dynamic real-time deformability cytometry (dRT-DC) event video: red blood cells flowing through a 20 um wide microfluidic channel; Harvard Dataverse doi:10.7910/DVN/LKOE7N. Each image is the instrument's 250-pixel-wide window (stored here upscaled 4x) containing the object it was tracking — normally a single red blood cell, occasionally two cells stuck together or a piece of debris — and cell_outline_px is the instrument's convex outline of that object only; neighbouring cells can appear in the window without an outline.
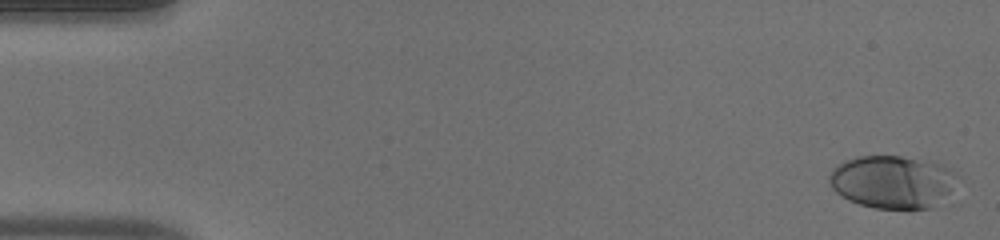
{"species": "human", "species_latin": "Homo sapiens", "temperature_condition": "warm", "stored_images_in_passage": 51, "camera_frame_rate_fps": 3000, "um_per_image_px": 0.085, "donor": {"sex": "male"}, "frame": {"image": 1, "passage_image": 1, "time_ms": 0.0, "image_size_px": [1000, 240], "cell_outline_px": [[956, 176], [948, 192], [928, 208], [908, 212], [876, 208], [860, 204], [848, 200], [836, 192], [832, 188], [828, 180], [828, 176], [832, 168], [844, 160], [856, 156], [900, 156], [936, 164], [952, 172]], "centroid_in_image_um": [75.72, 15.49], "position_along_channel_um": 9.3, "area_um2": 39.02}}
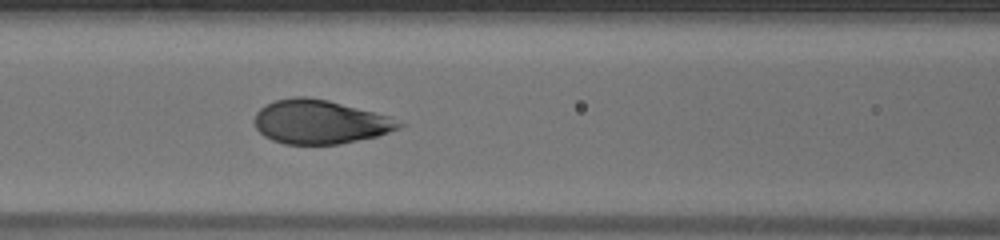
{"frame": {"image": 2, "passage_image": 22, "time_ms": 7.0, "image_size_px": [1000, 240], "cell_outline_px": [[404, 124], [400, 128], [376, 136], [340, 144], [284, 144], [272, 140], [264, 136], [256, 128], [256, 112], [264, 104], [276, 100], [292, 96], [308, 96], [328, 100], [388, 116]], "centroid_in_image_um": [27.16, 10.35], "position_along_channel_um": 139.4, "area_um2": 36.76}}
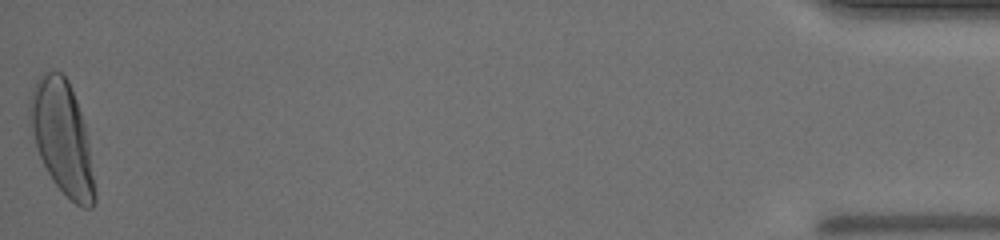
{"frame": {"image": 3, "passage_image": 51, "time_ms": 16.667, "image_size_px": [1000, 240], "cell_outline_px": [[96, 200], [92, 208], [80, 208], [52, 180], [40, 156], [28, 124], [28, 104], [32, 88], [36, 80], [44, 72], [60, 72], [68, 80], [76, 100], [84, 124], [88, 140], [96, 192]], "centroid_in_image_um": [5.27, 11.7], "position_along_channel_um": 429.9, "area_um2": 42.48}, "authors_computed_cell_mechanics": {"area_um2": 37.9746, "velocity_mm_per_s": 3.9992, "shape_relaxation_time_tau1_ms": 3.8692, "shape_relaxation_time_tau2_ms": null, "deformation_change_tau1": 0.2013, "deformation_change_tau2": null}}